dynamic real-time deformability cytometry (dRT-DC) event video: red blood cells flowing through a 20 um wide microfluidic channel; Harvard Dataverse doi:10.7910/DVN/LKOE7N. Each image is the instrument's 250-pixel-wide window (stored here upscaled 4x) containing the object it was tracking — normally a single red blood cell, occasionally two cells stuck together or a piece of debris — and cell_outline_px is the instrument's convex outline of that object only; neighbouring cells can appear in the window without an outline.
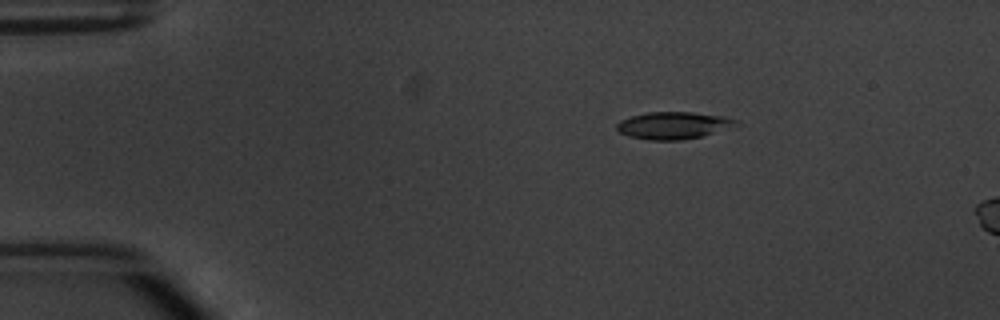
{"species": "common noctule bat (a hibernating species)", "species_latin": "Nyctalus noctula", "temperature_condition": "warm", "stored_images_in_passage": 5, "camera_frame_rate_fps": 3000, "um_per_image_px": 0.085, "animal": {"sex": "male", "body_mass_g": 20.1, "forearm_length_mm": 53.5}, "frame": {"image": 1, "passage_image": 3, "time_ms": 2.333, "image_size_px": [1000, 320], "cell_outline_px": [[740, 124], [700, 136], [680, 140], [648, 140], [628, 136], [620, 132], [616, 128], [616, 124], [620, 120], [632, 116], [648, 112], [692, 112], [724, 116], [740, 120]], "centroid_in_image_um": [57.23, 10.65], "position_along_channel_um": 27.8, "area_um2": 18.79}}